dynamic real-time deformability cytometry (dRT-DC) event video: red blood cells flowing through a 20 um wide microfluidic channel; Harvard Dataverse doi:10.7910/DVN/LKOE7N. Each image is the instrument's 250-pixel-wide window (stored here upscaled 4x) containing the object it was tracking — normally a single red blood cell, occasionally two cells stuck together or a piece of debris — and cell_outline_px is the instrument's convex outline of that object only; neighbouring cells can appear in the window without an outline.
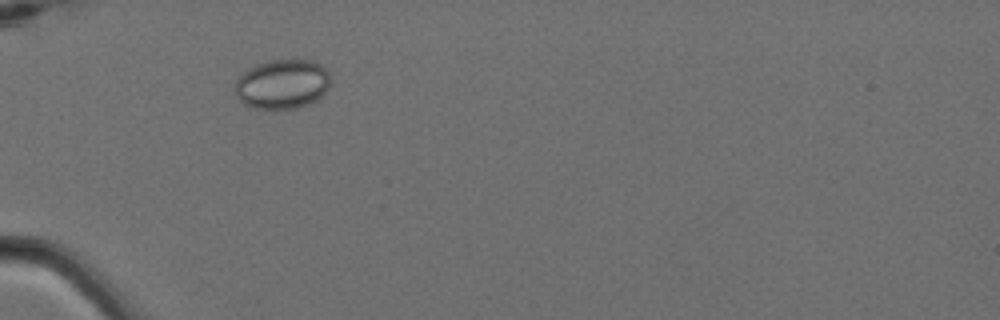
{"species": "Egyptian fruit bat (a non-hibernating species)", "species_latin": "Rousettus aegyptiacus", "temperature_condition": "cold", "stored_images_in_passage": 4, "camera_frame_rate_fps": 3000, "um_per_image_px": 0.085, "animal": {"sex": "female"}, "frame": {"image": 1, "passage_image": 3, "time_ms": 0.667, "image_size_px": [1000, 320], "cell_outline_px": [[332, 80], [328, 88], [316, 100], [308, 104], [296, 108], [256, 108], [244, 104], [236, 96], [236, 80], [244, 72], [256, 64], [272, 60], [312, 60], [320, 64], [328, 72]], "centroid_in_image_um": [24.02, 7.14], "position_along_channel_um": 61.0, "area_um2": 27.34}}